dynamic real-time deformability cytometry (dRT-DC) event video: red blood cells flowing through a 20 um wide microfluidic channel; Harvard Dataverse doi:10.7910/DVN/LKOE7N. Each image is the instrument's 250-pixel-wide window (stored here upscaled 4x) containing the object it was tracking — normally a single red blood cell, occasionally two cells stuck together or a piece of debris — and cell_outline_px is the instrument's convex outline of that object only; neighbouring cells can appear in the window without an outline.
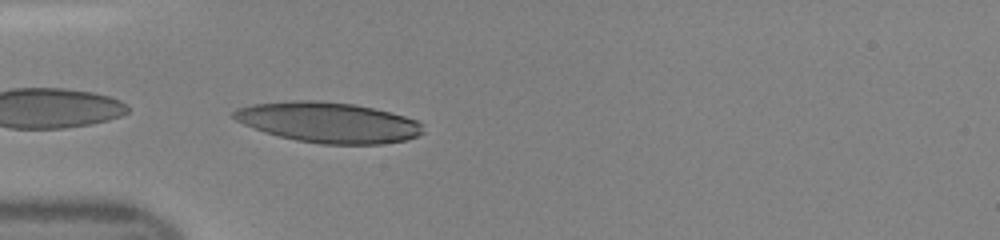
{"species": "human", "species_latin": "Homo sapiens", "temperature_condition": "room temperature", "stored_images_in_passage": 11, "camera_frame_rate_fps": 3000, "um_per_image_px": 0.085, "donor": {"sex": "female"}, "frame": {"image": 1, "passage_image": 1, "time_ms": 0.0, "image_size_px": [1000, 240], "cell_outline_px": [[424, 132], [408, 140], [380, 144], [320, 144], [296, 140], [264, 132], [244, 124], [236, 120], [232, 116], [232, 112], [236, 108], [252, 104], [292, 100], [316, 100], [352, 104], [372, 108], [404, 116], [416, 120], [424, 124]], "centroid_in_image_um": [27.91, 10.4], "position_along_channel_um": 57.1, "area_um2": 44.62}}
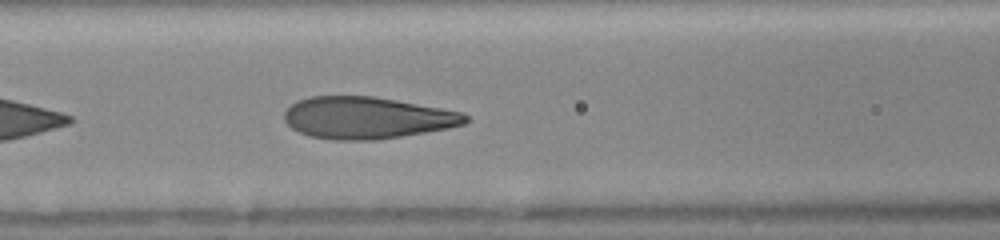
{"frame": {"image": 2, "passage_image": 7, "time_ms": 2.0, "image_size_px": [1000, 240], "cell_outline_px": [[468, 120], [464, 124], [448, 128], [376, 140], [332, 140], [308, 136], [292, 128], [284, 120], [284, 112], [296, 100], [312, 96], [372, 96], [396, 100], [464, 112], [468, 116]], "centroid_in_image_um": [31.17, 10.01], "position_along_channel_um": 135.4, "area_um2": 44.16}}